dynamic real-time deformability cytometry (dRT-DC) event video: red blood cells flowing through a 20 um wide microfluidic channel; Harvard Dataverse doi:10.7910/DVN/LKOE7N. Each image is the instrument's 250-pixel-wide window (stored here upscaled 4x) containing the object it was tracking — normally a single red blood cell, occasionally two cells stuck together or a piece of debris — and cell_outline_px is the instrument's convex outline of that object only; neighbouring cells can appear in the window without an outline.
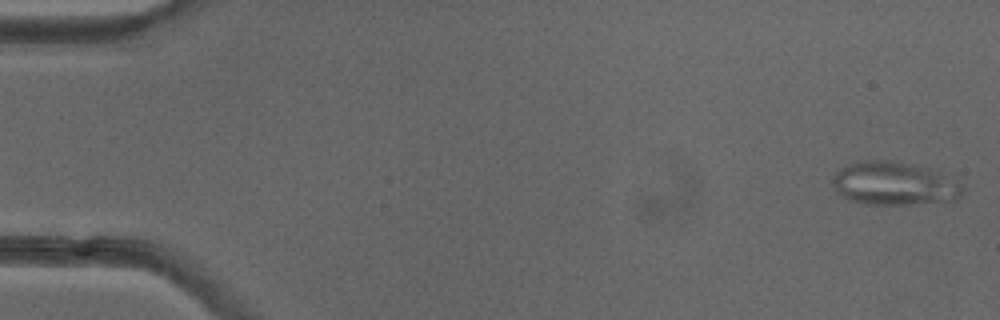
{"species": "common noctule bat (a hibernating species)", "species_latin": "Nyctalus noctula", "temperature_condition": "cold", "stored_images_in_passage": 51, "camera_frame_rate_fps": 3000, "um_per_image_px": 0.085, "animal": {"sex": "female"}, "frame": {"image": 1, "passage_image": 1, "time_ms": 0.0, "image_size_px": [1000, 320], "cell_outline_px": [[964, 192], [956, 200], [908, 204], [864, 204], [848, 200], [836, 192], [832, 184], [832, 176], [836, 172], [848, 164], [856, 160], [888, 160], [912, 164], [932, 168], [940, 172], [960, 184], [964, 188]], "centroid_in_image_um": [75.97, 15.59], "position_along_channel_um": 9.0, "area_um2": 33.06}}
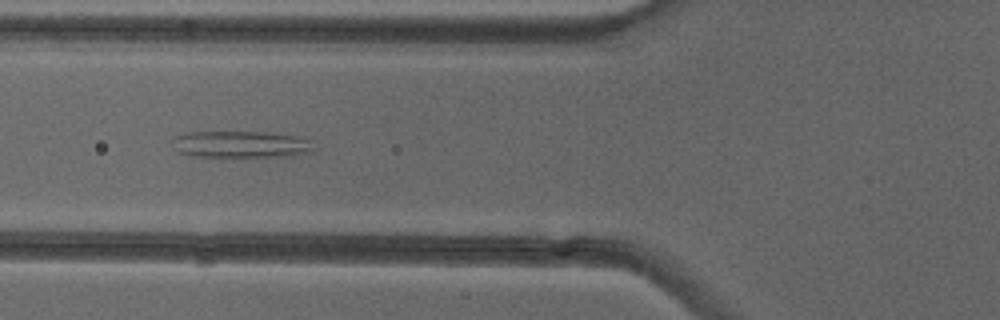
{"frame": {"image": 2, "passage_image": 19, "time_ms": 6.0, "image_size_px": [1000, 320], "cell_outline_px": [[312, 152], [292, 156], [188, 156], [180, 152], [172, 140], [176, 136], [184, 132], [264, 132], [296, 136], [308, 140], [312, 148]], "centroid_in_image_um": [20.46, 12.26], "position_along_channel_um": 105.3, "area_um2": 21.68}}
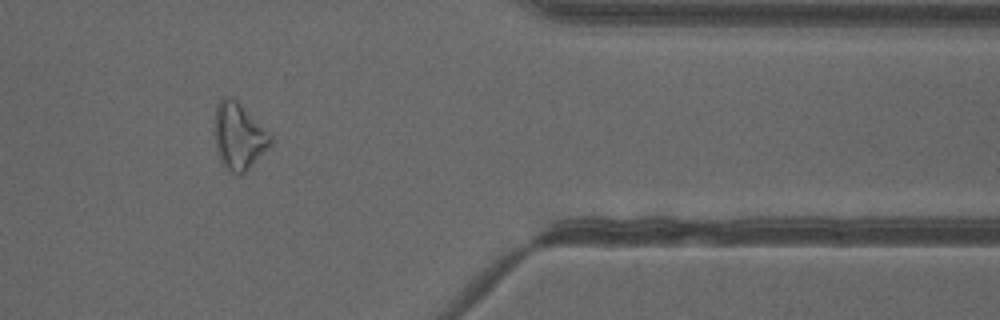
{"frame": {"image": 3, "passage_image": 42, "time_ms": 13.667, "image_size_px": [1000, 320], "cell_outline_px": [[272, 144], [240, 176], [232, 172], [220, 160], [216, 152], [216, 104], [224, 96], [228, 96], [236, 100], [272, 132]], "centroid_in_image_um": [20.34, 11.55], "position_along_channel_um": 391.1, "area_um2": 21.56}, "authors_computed_cell_mechanics": {"area_um2": 22.6576, "velocity_mm_per_s": 4.011, "shape_relaxation_time_tau1_ms": null, "shape_relaxation_time_tau2_ms": 4.838, "deformation_change_tau1": null, "deformation_change_tau2": 0.1997}}